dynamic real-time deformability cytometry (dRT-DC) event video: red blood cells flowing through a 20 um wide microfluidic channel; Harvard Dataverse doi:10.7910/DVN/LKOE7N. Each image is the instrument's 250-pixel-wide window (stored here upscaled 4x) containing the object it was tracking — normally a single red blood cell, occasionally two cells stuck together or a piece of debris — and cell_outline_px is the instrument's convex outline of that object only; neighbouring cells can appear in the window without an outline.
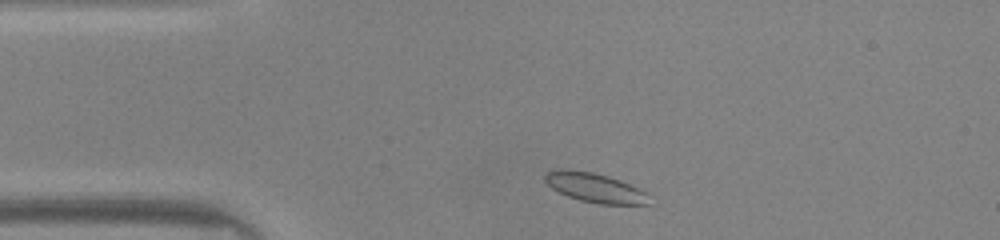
{"species": "common noctule bat (a hibernating species)", "species_latin": "Nyctalus noctula", "temperature_condition": "warm", "stored_images_in_passage": 41, "camera_frame_rate_fps": 3000, "um_per_image_px": 0.085, "animal": {"sex": "male", "body_mass_g": 20.0, "forearm_length_mm": 53.3}, "frame": {"image": 1, "passage_image": 2, "time_ms": 0.333, "image_size_px": [1000, 240], "cell_outline_px": [[648, 204], [600, 204], [580, 200], [568, 196], [552, 188], [544, 180], [544, 176], [548, 172], [592, 172], [608, 176], [620, 180], [648, 192]], "centroid_in_image_um": [50.66, 16.0], "position_along_channel_um": 34.3, "area_um2": 17.05}}
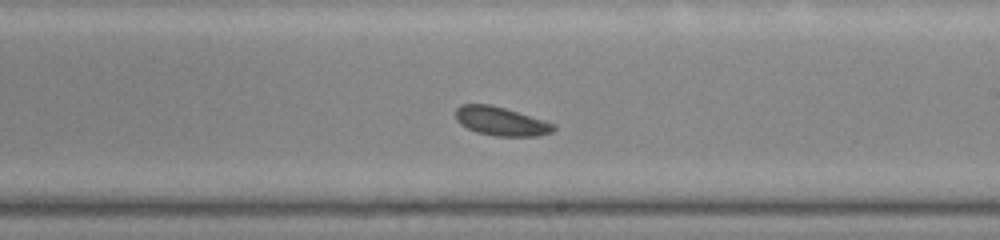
{"frame": {"image": 2, "passage_image": 20, "time_ms": 6.333, "image_size_px": [1000, 240], "cell_outline_px": [[556, 128], [552, 132], [536, 136], [496, 136], [476, 132], [460, 124], [456, 120], [456, 108], [460, 104], [488, 104], [504, 108], [544, 120], [556, 124]], "centroid_in_image_um": [42.58, 10.31], "position_along_channel_um": 246.4, "area_um2": 16.36}}
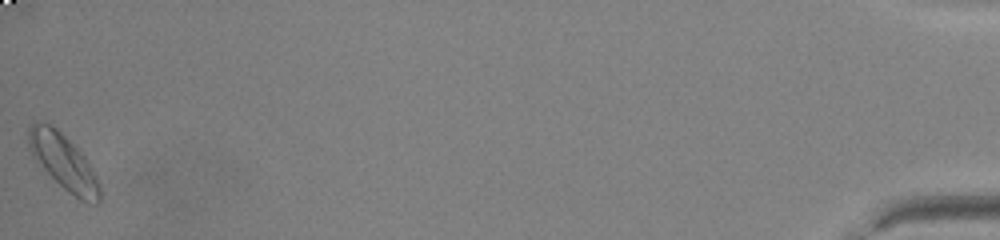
{"frame": {"image": 3, "passage_image": 41, "time_ms": 13.333, "image_size_px": [1000, 240], "cell_outline_px": [[100, 200], [96, 204], [80, 200], [68, 192], [36, 160], [28, 148], [28, 128], [32, 124], [48, 124], [56, 128], [84, 156], [96, 176], [100, 184]], "centroid_in_image_um": [5.42, 13.8], "position_along_channel_um": 429.8, "area_um2": 22.2}, "authors_computed_cell_mechanics": {"area_um2": 16.9354, "velocity_mm_per_s": 4.0917, "shape_relaxation_time_tau1_ms": 1.5335, "shape_relaxation_time_tau2_ms": null, "deformation_change_tau1": 0.0571, "deformation_change_tau2": null}}